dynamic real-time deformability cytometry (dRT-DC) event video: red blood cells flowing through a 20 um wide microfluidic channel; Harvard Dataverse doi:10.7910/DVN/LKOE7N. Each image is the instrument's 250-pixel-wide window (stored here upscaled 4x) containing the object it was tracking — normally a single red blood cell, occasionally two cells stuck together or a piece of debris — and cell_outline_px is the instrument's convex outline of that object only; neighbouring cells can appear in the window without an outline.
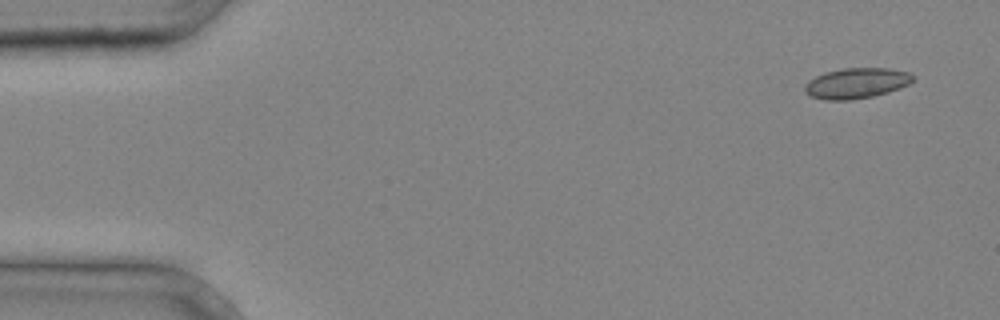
{"species": "common noctule bat (a hibernating species)", "species_latin": "Nyctalus noctula", "temperature_condition": "cold", "stored_images_in_passage": 4, "camera_frame_rate_fps": 3000, "um_per_image_px": 0.085, "animal": {"sex": "male", "body_mass_g": 20.4}, "frame": {"image": 1, "passage_image": 1, "time_ms": 0.0, "image_size_px": [1000, 320], "cell_outline_px": [[916, 76], [908, 84], [900, 88], [888, 92], [872, 96], [848, 100], [824, 100], [808, 96], [804, 92], [804, 84], [808, 80], [824, 72], [844, 68], [888, 68], [908, 72]], "centroid_in_image_um": [72.75, 7.07], "position_along_channel_um": 12.2, "area_um2": 19.36}}
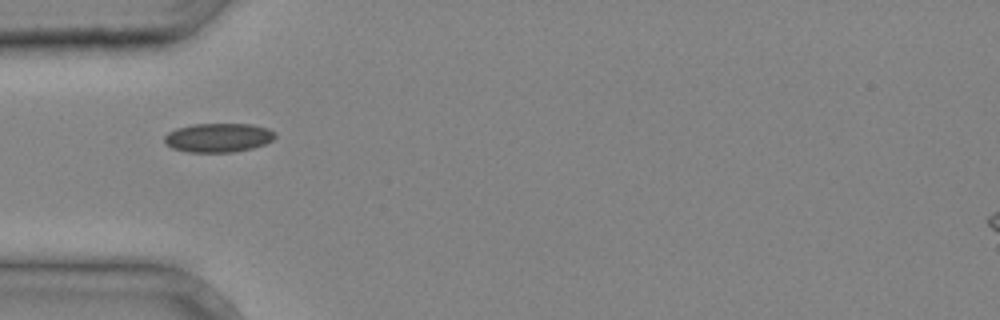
{"frame": {"image": 2, "passage_image": 4, "time_ms": 1.0, "image_size_px": [1000, 320], "cell_outline_px": [[276, 136], [272, 140], [264, 144], [252, 148], [232, 152], [188, 152], [172, 148], [164, 144], [164, 136], [168, 132], [176, 128], [192, 124], [252, 124], [268, 128], [276, 132]], "centroid_in_image_um": [18.54, 11.69], "position_along_channel_um": 66.5, "area_um2": 18.84}}